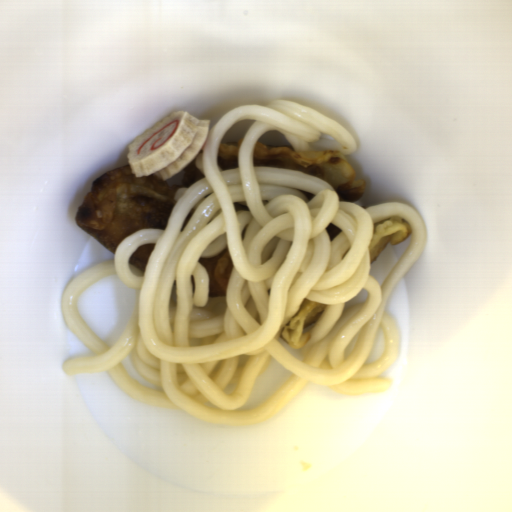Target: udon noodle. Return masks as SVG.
I'll list each match as a JSON object with an SVG mask.
<instances>
[{"mask_svg":"<svg viewBox=\"0 0 512 512\" xmlns=\"http://www.w3.org/2000/svg\"><path fill=\"white\" fill-rule=\"evenodd\" d=\"M243 119L255 121L243 137L240 166L218 169V144ZM271 130L296 152L357 151L343 124L292 100L223 114L194 157L203 176L178 187L165 228L131 233L112 258L87 267L62 291L65 323L93 354L63 359L66 376L108 374L133 400L227 425L272 423L309 386L358 396L391 388L382 376L400 360L402 335L386 304L426 246L424 218L403 201L364 208L304 171L254 166L256 142ZM395 215L408 222L412 238L381 286L370 276L371 226ZM147 243L156 244L142 274L128 262ZM225 247L234 263L229 286L225 296L210 297L198 260ZM109 276L126 304L124 333L113 345L79 315L80 294ZM304 298L327 305L306 346L293 349L280 330ZM379 327L384 348L365 364ZM271 360L288 378L252 408L247 402Z\"/></svg>","mask_w":512,"mask_h":512,"instance_id":"udon-noodle-1","label":"udon noodle"}]
</instances>
